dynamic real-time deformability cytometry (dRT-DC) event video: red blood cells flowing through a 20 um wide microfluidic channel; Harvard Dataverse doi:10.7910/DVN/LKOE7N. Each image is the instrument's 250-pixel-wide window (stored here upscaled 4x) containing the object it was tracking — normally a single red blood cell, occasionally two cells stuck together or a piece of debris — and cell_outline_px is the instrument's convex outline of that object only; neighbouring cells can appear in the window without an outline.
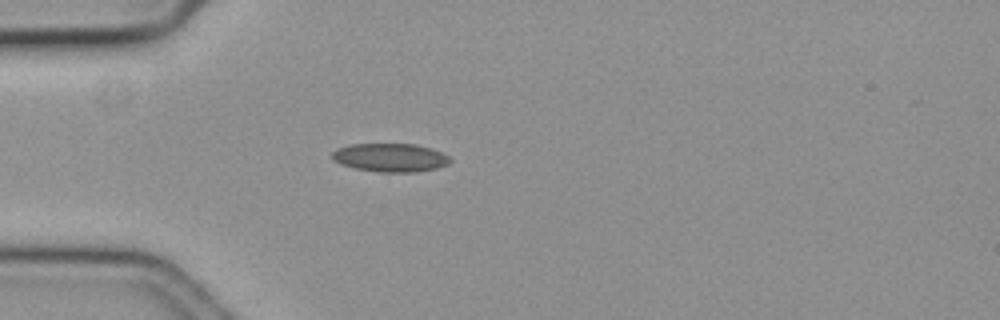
{"species": "common noctule bat (a hibernating species)", "species_latin": "Nyctalus noctula", "temperature_condition": "cold", "stored_images_in_passage": 47, "camera_frame_rate_fps": 3000, "um_per_image_px": 0.085, "animal": {"sex": "female", "body_mass_g": 19.3, "forearm_length_mm": 54.1}, "frame": {"image": 1, "passage_image": 9, "time_ms": 2.667, "image_size_px": [1000, 320], "cell_outline_px": [[452, 160], [448, 164], [436, 168], [416, 172], [380, 172], [356, 168], [340, 164], [332, 160], [332, 152], [336, 148], [352, 144], [416, 144], [432, 148], [448, 156]], "centroid_in_image_um": [33.16, 13.39], "position_along_channel_um": 51.8, "area_um2": 19.59}}
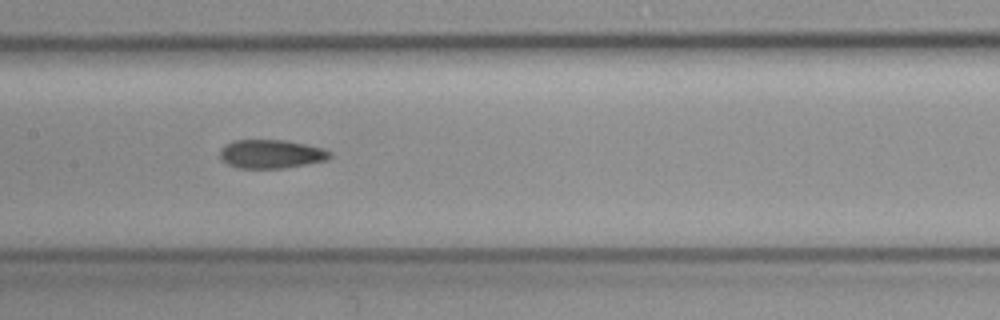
{"frame": {"image": 2, "passage_image": 21, "time_ms": 6.667, "image_size_px": [1000, 320], "cell_outline_px": [[332, 156], [328, 160], [284, 168], [236, 168], [220, 160], [220, 148], [232, 140], [284, 140], [324, 148], [332, 152]], "centroid_in_image_um": [23.04, 13.09], "position_along_channel_um": 184.4, "area_um2": 18.55}}
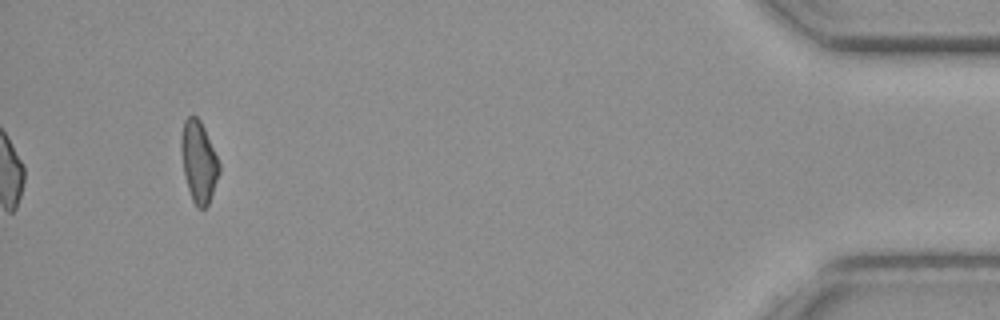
{"frame": {"image": 3, "passage_image": 47, "time_ms": 15.333, "image_size_px": [1000, 320], "cell_outline_px": [[220, 172], [208, 204], [204, 208], [196, 208], [192, 200], [184, 176], [180, 152], [180, 136], [184, 120], [188, 116], [196, 116], [200, 120], [204, 128], [220, 164]], "centroid_in_image_um": [16.86, 13.74], "position_along_channel_um": 418.3, "area_um2": 18.09}, "authors_computed_cell_mechanics": {"area_um2": 18.5538, "velocity_mm_per_s": 3.5798, "shape_relaxation_time_tau1_ms": null, "shape_relaxation_time_tau2_ms": 5.5969, "deformation_change_tau1": null, "deformation_change_tau2": 0.1165}}